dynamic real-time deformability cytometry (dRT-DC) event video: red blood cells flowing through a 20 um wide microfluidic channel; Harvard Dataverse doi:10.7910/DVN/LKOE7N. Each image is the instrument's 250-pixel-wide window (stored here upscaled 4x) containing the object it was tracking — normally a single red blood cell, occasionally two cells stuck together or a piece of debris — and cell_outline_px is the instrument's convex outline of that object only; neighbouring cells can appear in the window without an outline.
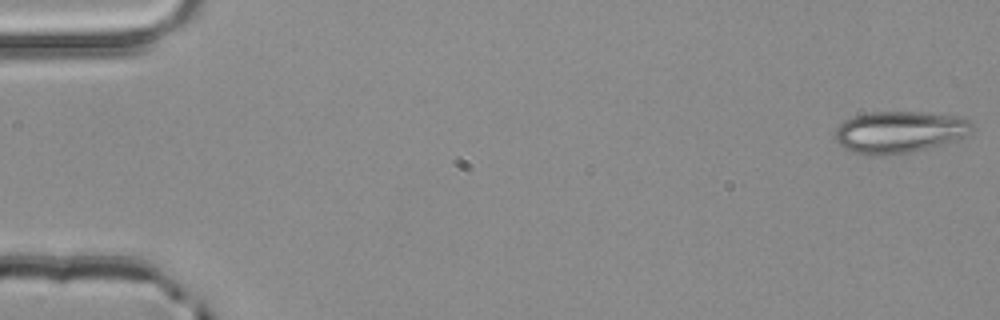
{"species": "common noctule bat (a hibernating species)", "species_latin": "Nyctalus noctula", "temperature_condition": "room temperature", "stored_images_in_passage": 4, "camera_frame_rate_fps": 3000, "um_per_image_px": 0.085, "animal": {"sex": "male", "body_mass_g": 20.4}, "frame": {"image": 1, "passage_image": 1, "time_ms": 0.0, "image_size_px": [1000, 320], "cell_outline_px": [[972, 132], [956, 140], [896, 156], [868, 156], [852, 152], [844, 148], [836, 140], [836, 128], [844, 120], [852, 116], [868, 112], [924, 112], [964, 116], [972, 124]], "centroid_in_image_um": [76.44, 11.23], "position_along_channel_um": 8.6, "area_um2": 33.87}}